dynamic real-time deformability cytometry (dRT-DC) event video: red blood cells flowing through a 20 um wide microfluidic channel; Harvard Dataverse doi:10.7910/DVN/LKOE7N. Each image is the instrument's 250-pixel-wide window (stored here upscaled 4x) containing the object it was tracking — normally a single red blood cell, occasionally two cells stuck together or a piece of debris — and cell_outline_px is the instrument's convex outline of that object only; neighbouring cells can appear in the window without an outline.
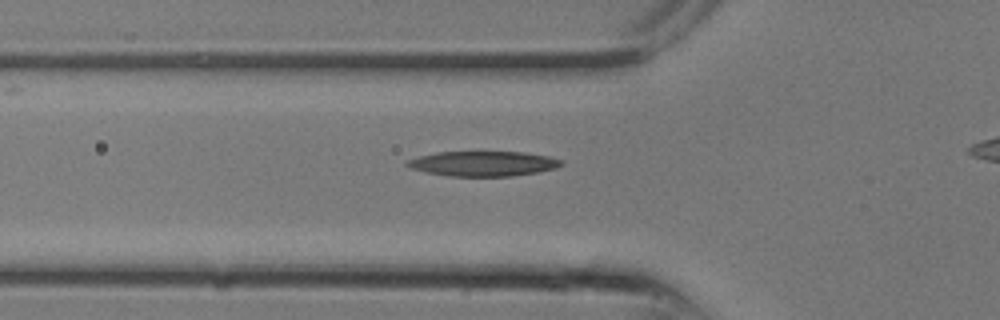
{"species": "common noctule bat (a hibernating species)", "species_latin": "Nyctalus noctula", "temperature_condition": "room temperature", "stored_images_in_passage": 5, "camera_frame_rate_fps": 3000, "um_per_image_px": 0.085, "animal": {"sex": "male", "body_mass_g": 13.3}, "frame": {"image": 1, "passage_image": 3, "time_ms": 0.667, "image_size_px": [1000, 320], "cell_outline_px": [[564, 164], [556, 168], [536, 172], [512, 176], [448, 176], [428, 172], [412, 168], [404, 164], [404, 160], [436, 152], [524, 152], [548, 156], [564, 160]], "centroid_in_image_um": [41.08, 13.9], "position_along_channel_um": 84.7, "area_um2": 22.43}}
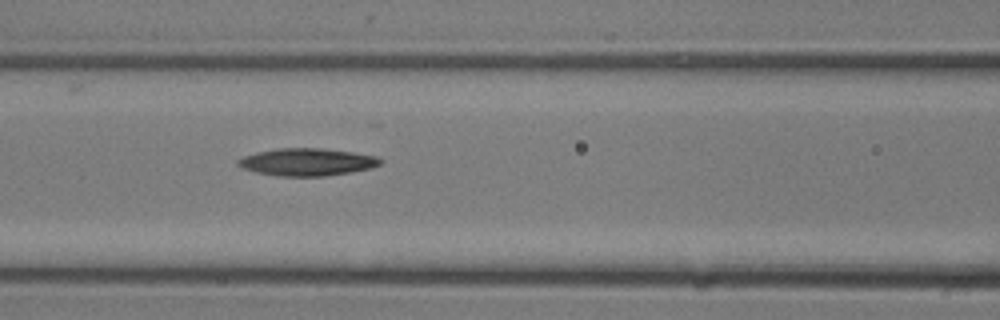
{"frame": {"image": 2, "passage_image": 5, "time_ms": 1.333, "image_size_px": [1000, 320], "cell_outline_px": [[384, 160], [380, 164], [372, 168], [352, 172], [324, 176], [276, 176], [256, 172], [240, 168], [236, 164], [236, 160], [244, 156], [256, 152], [276, 148], [320, 148], [352, 152], [376, 156]], "centroid_in_image_um": [26.07, 13.77], "position_along_channel_um": 140.5, "area_um2": 22.95}}